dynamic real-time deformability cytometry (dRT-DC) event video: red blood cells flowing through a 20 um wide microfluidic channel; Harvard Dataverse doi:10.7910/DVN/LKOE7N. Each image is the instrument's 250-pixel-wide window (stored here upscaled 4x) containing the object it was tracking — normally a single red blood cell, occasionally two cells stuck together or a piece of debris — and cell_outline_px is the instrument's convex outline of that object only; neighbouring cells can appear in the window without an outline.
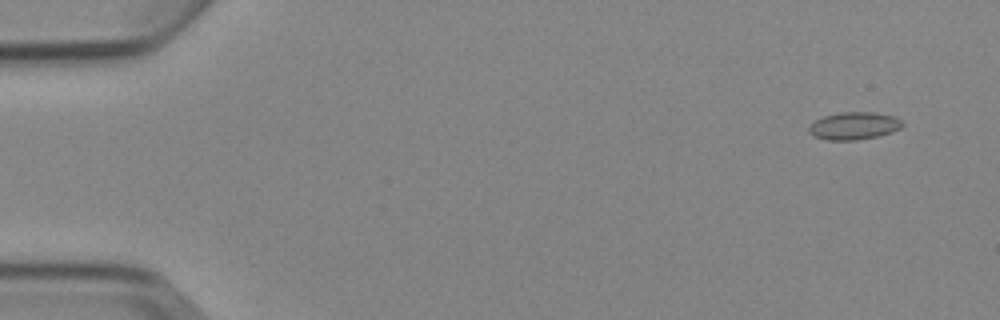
{"species": "Egyptian fruit bat (a non-hibernating species)", "species_latin": "Rousettus aegyptiacus", "temperature_condition": "cold", "stored_images_in_passage": 4, "camera_frame_rate_fps": 3000, "um_per_image_px": 0.085, "animal": {"sex": "female"}, "frame": {"image": 1, "passage_image": 1, "time_ms": 0.0, "image_size_px": [1000, 320], "cell_outline_px": [[904, 124], [900, 128], [892, 132], [876, 136], [856, 140], [828, 140], [816, 136], [808, 132], [808, 124], [824, 116], [840, 112], [872, 112], [896, 116]], "centroid_in_image_um": [72.58, 10.68], "position_along_channel_um": 12.4, "area_um2": 14.97}}
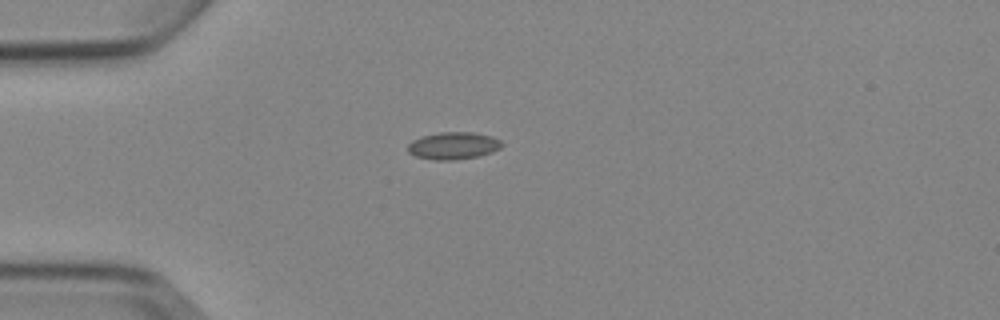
{"frame": {"image": 2, "passage_image": 4, "time_ms": 3.667, "image_size_px": [1000, 320], "cell_outline_px": [[504, 144], [500, 148], [492, 152], [480, 156], [452, 160], [432, 160], [416, 156], [408, 152], [408, 144], [412, 140], [424, 136], [440, 132], [472, 132], [492, 136], [500, 140]], "centroid_in_image_um": [38.55, 12.39], "position_along_channel_um": 46.4, "area_um2": 14.97}}